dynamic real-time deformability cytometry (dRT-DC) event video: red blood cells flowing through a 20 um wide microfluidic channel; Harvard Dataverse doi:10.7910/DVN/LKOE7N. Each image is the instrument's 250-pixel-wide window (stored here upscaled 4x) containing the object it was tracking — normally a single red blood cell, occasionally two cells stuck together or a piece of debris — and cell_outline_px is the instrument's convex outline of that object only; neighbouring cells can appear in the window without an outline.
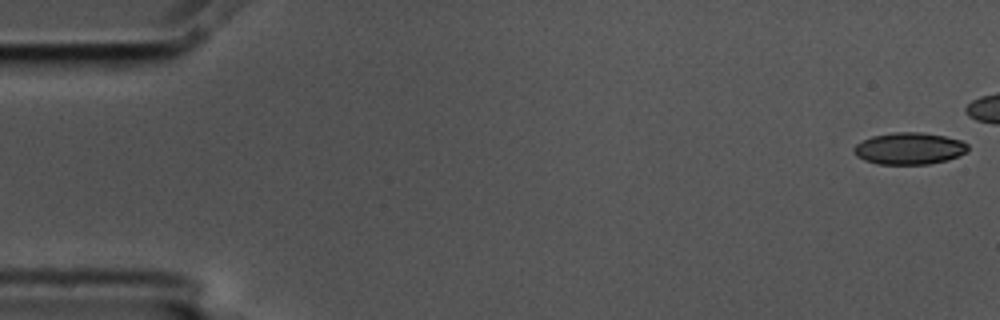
{"species": "common noctule bat (a hibernating species)", "species_latin": "Nyctalus noctula", "temperature_condition": "cold", "stored_images_in_passage": 6, "camera_frame_rate_fps": 3000, "um_per_image_px": 0.085, "animal": {"sex": "male", "body_mass_g": 17.5, "forearm_length_mm": 52.3}, "frame": {"image": 1, "passage_image": 1, "time_ms": 0.0, "image_size_px": [1000, 320], "cell_outline_px": [[968, 152], [948, 160], [928, 164], [876, 164], [864, 160], [856, 156], [852, 152], [852, 148], [856, 144], [872, 136], [892, 132], [920, 132], [944, 136], [960, 140], [968, 144]], "centroid_in_image_um": [77.27, 12.62], "position_along_channel_um": 7.7, "area_um2": 21.33}}